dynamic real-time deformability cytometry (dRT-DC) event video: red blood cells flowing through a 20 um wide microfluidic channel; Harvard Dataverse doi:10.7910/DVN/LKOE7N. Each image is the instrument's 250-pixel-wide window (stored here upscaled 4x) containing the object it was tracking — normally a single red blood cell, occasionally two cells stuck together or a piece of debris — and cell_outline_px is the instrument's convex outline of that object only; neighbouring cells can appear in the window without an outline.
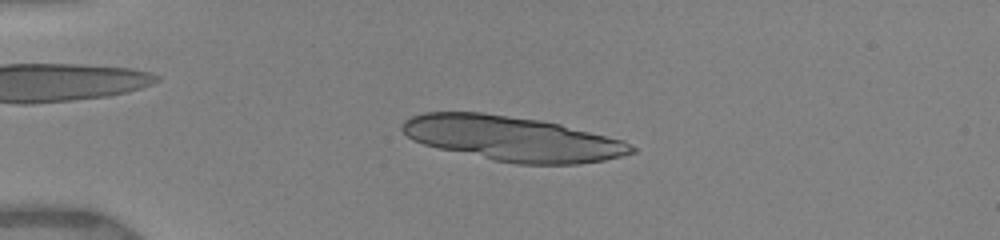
{"species": "human", "species_latin": "Homo sapiens", "temperature_condition": "warm", "stored_images_in_passage": 25, "camera_frame_rate_fps": 3000, "um_per_image_px": 0.085, "donor": {"sex": "female"}, "frame": {"image": 1, "passage_image": 19, "time_ms": 3.667, "image_size_px": [1000, 240], "cell_outline_px": [[636, 152], [604, 160], [580, 164], [516, 164], [492, 160], [440, 148], [424, 144], [412, 140], [400, 128], [404, 120], [412, 116], [424, 112], [480, 112], [540, 120], [560, 124], [624, 140], [636, 148]], "centroid_in_image_um": [43.57, 11.78], "position_along_channel_um": 41.4, "area_um2": 59.71}}